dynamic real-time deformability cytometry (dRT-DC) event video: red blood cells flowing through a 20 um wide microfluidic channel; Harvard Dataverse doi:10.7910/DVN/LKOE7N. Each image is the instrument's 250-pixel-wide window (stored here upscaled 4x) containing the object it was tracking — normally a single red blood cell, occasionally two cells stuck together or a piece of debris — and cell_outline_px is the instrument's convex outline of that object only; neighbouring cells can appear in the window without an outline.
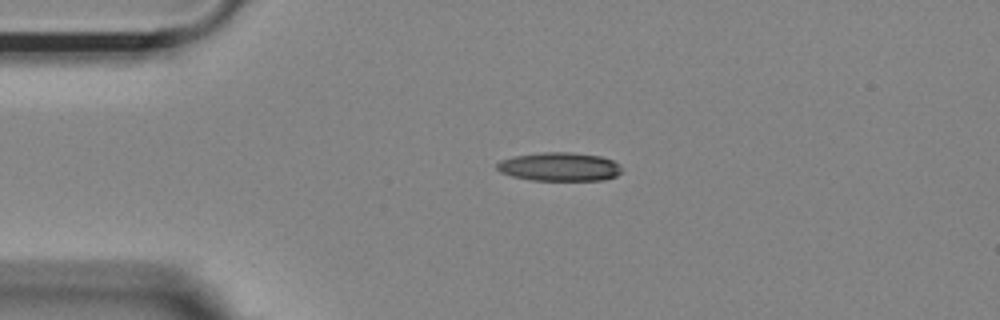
{"species": "Egyptian fruit bat (a non-hibernating species)", "species_latin": "Rousettus aegyptiacus", "temperature_condition": "room temperature", "stored_images_in_passage": 43, "camera_frame_rate_fps": 3000, "um_per_image_px": 0.085, "animal": {"sex": "female"}, "frame": {"image": 1, "passage_image": 1, "time_ms": 0.0, "image_size_px": [1000, 320], "cell_outline_px": [[620, 172], [616, 176], [604, 180], [532, 180], [512, 176], [500, 172], [496, 168], [496, 164], [500, 160], [512, 156], [544, 152], [568, 152], [600, 156], [612, 160], [620, 164]], "centroid_in_image_um": [47.53, 14.17], "position_along_channel_um": 37.5, "area_um2": 20.81}}
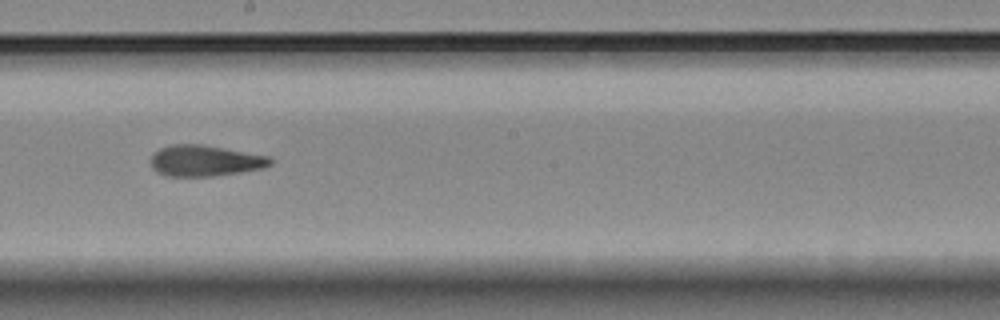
{"frame": {"image": 2, "passage_image": 19, "time_ms": 6.0, "image_size_px": [1000, 320], "cell_outline_px": [[272, 164], [264, 168], [240, 172], [212, 176], [168, 176], [156, 172], [152, 168], [152, 156], [160, 148], [172, 144], [200, 144], [268, 156], [272, 160]], "centroid_in_image_um": [17.42, 13.67], "position_along_channel_um": 230.8, "area_um2": 21.39}}
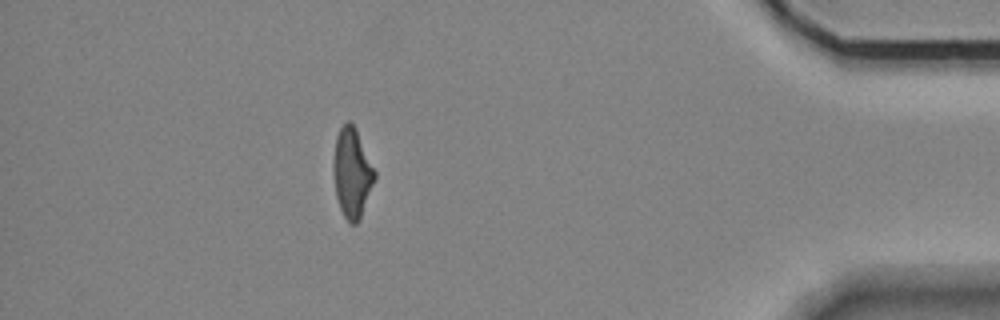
{"frame": {"image": 3, "passage_image": 37, "time_ms": 12.0, "image_size_px": [1000, 320], "cell_outline_px": [[376, 180], [360, 220], [356, 224], [348, 224], [340, 208], [336, 196], [332, 168], [332, 164], [336, 136], [340, 128], [348, 120], [356, 128], [376, 172]], "centroid_in_image_um": [29.93, 14.73], "position_along_channel_um": 405.3, "area_um2": 21.91}, "authors_computed_cell_mechanics": {"area_um2": 21.7328, "velocity_mm_per_s": 3.7019, "shape_relaxation_time_tau1_ms": 5.1362, "shape_relaxation_time_tau2_ms": 3.1323, "deformation_change_tau1": 0.1888, "deformation_change_tau2": 0.1314}}